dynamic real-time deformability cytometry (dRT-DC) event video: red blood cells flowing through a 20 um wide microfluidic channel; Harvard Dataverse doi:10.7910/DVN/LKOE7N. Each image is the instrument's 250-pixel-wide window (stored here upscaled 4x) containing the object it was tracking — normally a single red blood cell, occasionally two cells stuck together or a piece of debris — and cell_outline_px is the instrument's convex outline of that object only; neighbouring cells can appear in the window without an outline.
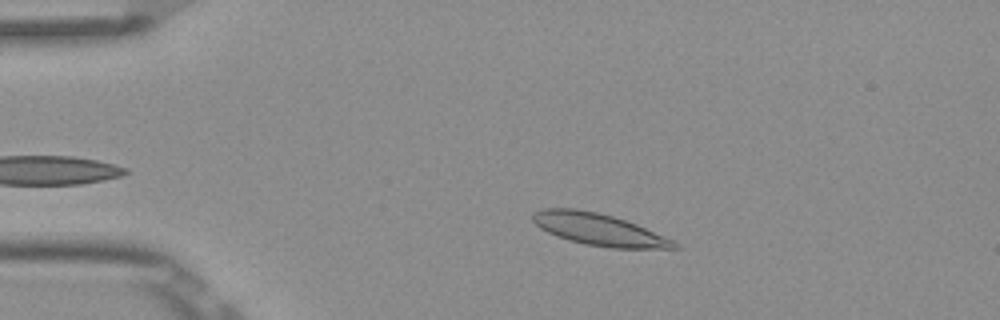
{"species": "Egyptian fruit bat (a non-hibernating species)", "species_latin": "Rousettus aegyptiacus", "temperature_condition": "room temperature", "stored_images_in_passage": 44, "camera_frame_rate_fps": 3000, "um_per_image_px": 0.085, "frame": {"image": 1, "passage_image": 8, "time_ms": 2.333, "image_size_px": [1000, 320], "cell_outline_px": [[680, 248], [612, 248], [584, 244], [568, 240], [556, 236], [540, 228], [532, 220], [532, 216], [536, 212], [544, 208], [576, 208], [600, 212], [636, 224], [672, 240], [680, 244]], "centroid_in_image_um": [50.88, 19.5], "position_along_channel_um": 34.1, "area_um2": 26.13}}
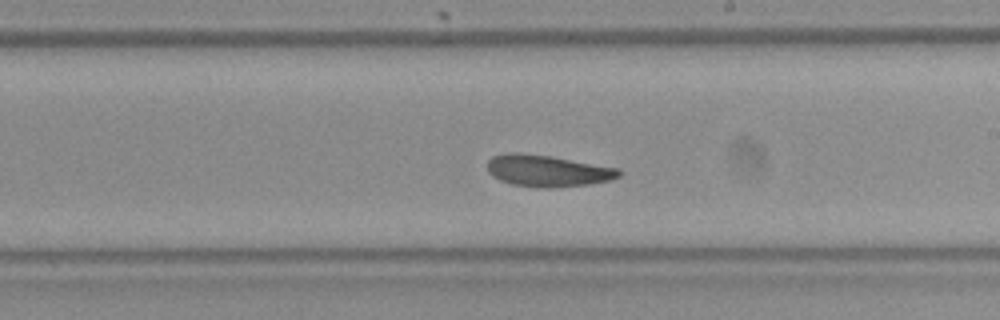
{"frame": {"image": 2, "passage_image": 28, "time_ms": 9.0, "image_size_px": [1000, 320], "cell_outline_px": [[624, 172], [620, 176], [612, 180], [588, 184], [552, 188], [536, 188], [512, 184], [500, 180], [492, 176], [488, 172], [488, 160], [492, 156], [508, 152], [520, 152], [552, 156], [620, 168]], "centroid_in_image_um": [46.56, 14.51], "position_along_channel_um": 242.4, "area_um2": 24.68}}
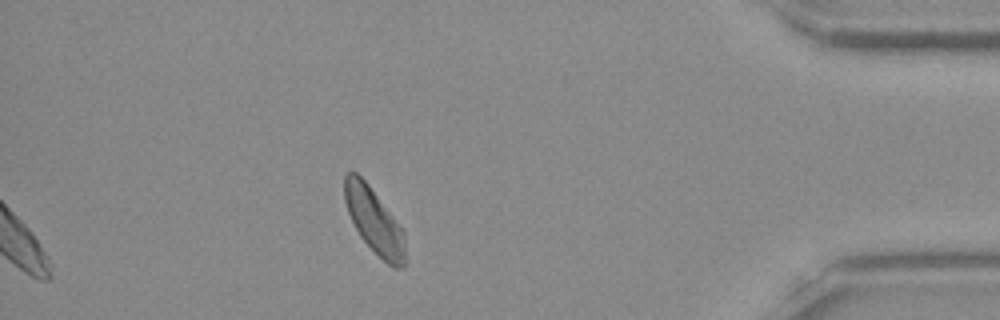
{"frame": {"image": 3, "passage_image": 44, "time_ms": 14.333, "image_size_px": [1000, 320], "cell_outline_px": [[408, 260], [404, 268], [392, 268], [360, 236], [348, 212], [344, 200], [344, 176], [348, 172], [356, 172], [368, 184], [404, 232]], "centroid_in_image_um": [31.84, 18.82], "position_along_channel_um": 403.4, "area_um2": 22.89}, "authors_computed_cell_mechanics": {"area_um2": 24.6806, "velocity_mm_per_s": 3.8274, "shape_relaxation_time_tau1_ms": 7.7031, "shape_relaxation_time_tau2_ms": 1.9886, "deformation_change_tau1": 0.1504, "deformation_change_tau2": 0.0758}}